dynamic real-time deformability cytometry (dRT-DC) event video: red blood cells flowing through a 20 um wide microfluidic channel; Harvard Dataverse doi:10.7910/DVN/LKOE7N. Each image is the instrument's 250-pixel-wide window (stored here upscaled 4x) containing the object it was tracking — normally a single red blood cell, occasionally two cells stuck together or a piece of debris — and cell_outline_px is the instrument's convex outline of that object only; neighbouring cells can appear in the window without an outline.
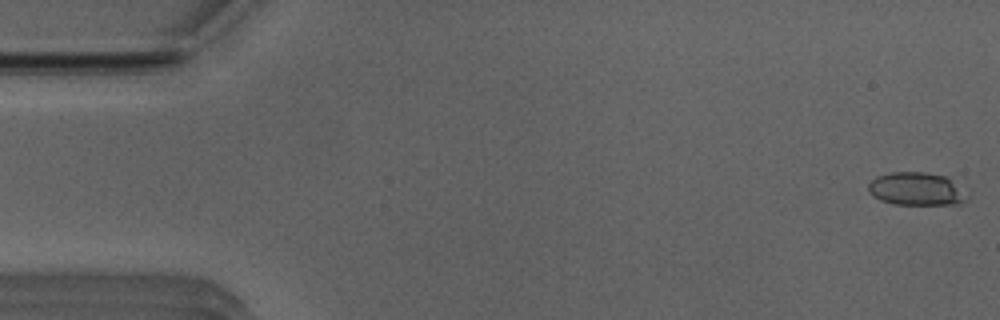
{"species": "Egyptian fruit bat (a non-hibernating species)", "species_latin": "Rousettus aegyptiacus", "temperature_condition": "room temperature", "stored_images_in_passage": 41, "camera_frame_rate_fps": 3000, "um_per_image_px": 0.085, "animal": {"sex": "male"}, "frame": {"image": 1, "passage_image": 1, "time_ms": 0.0, "image_size_px": [1000, 320], "cell_outline_px": [[964, 200], [960, 204], [896, 204], [880, 200], [872, 196], [868, 192], [868, 184], [876, 176], [892, 172], [924, 172], [948, 176], [964, 196]], "centroid_in_image_um": [77.79, 16.05], "position_along_channel_um": 7.2, "area_um2": 18.61}}
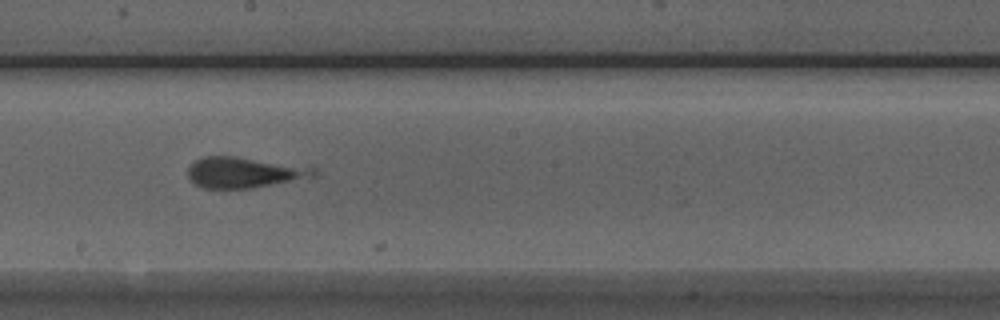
{"frame": {"image": 2, "passage_image": 28, "time_ms": 9.0, "image_size_px": [1000, 320], "cell_outline_px": [[316, 176], [252, 188], [204, 188], [196, 184], [188, 176], [188, 168], [196, 160], [204, 156], [232, 156], [316, 168]], "centroid_in_image_um": [20.72, 14.66], "position_along_channel_um": 227.5, "area_um2": 22.02}}
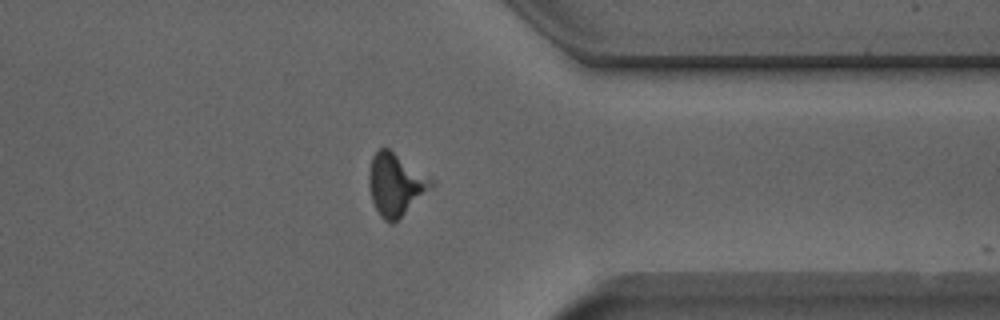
{"frame": {"image": 3, "passage_image": 40, "time_ms": 13.0, "image_size_px": [1000, 320], "cell_outline_px": [[436, 184], [432, 188], [392, 224], [384, 220], [380, 216], [372, 200], [368, 184], [368, 172], [372, 156], [380, 148], [388, 148], [436, 180]], "centroid_in_image_um": [33.64, 15.66], "position_along_channel_um": 377.8, "area_um2": 22.66}}